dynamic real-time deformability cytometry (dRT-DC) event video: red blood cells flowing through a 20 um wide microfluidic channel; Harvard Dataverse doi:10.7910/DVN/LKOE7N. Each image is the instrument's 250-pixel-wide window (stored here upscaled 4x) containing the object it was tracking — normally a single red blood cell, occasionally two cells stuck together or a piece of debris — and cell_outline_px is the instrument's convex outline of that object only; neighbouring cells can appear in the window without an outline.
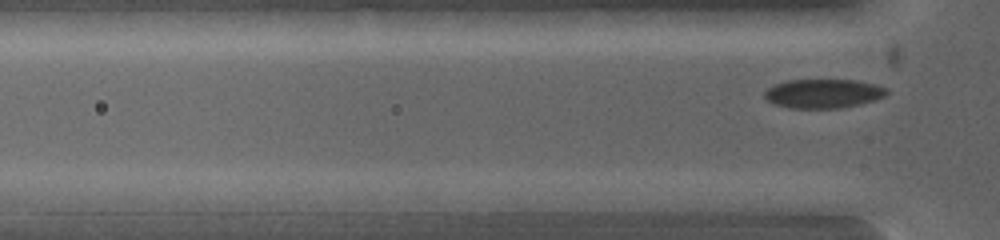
{"species": "common noctule bat (a hibernating species)", "species_latin": "Nyctalus noctula", "temperature_condition": "warm", "stored_images_in_passage": 4, "camera_frame_rate_fps": 5000, "um_per_image_px": 0.085, "animal": {"sex": "female", "body_mass_g": 19.0, "forearm_length_mm": 53.3}, "frame": {"image": 1, "passage_image": 3, "time_ms": 0.8, "image_size_px": [1000, 240], "cell_outline_px": [[152, 196], [144, 212], [48, 212], [40, 196], [40, 192], [56, 188], [144, 192]], "centroid_in_image_um": [8.01, 17.07], "position_along_channel_um": 117.8, "area_um2": 16.65}}